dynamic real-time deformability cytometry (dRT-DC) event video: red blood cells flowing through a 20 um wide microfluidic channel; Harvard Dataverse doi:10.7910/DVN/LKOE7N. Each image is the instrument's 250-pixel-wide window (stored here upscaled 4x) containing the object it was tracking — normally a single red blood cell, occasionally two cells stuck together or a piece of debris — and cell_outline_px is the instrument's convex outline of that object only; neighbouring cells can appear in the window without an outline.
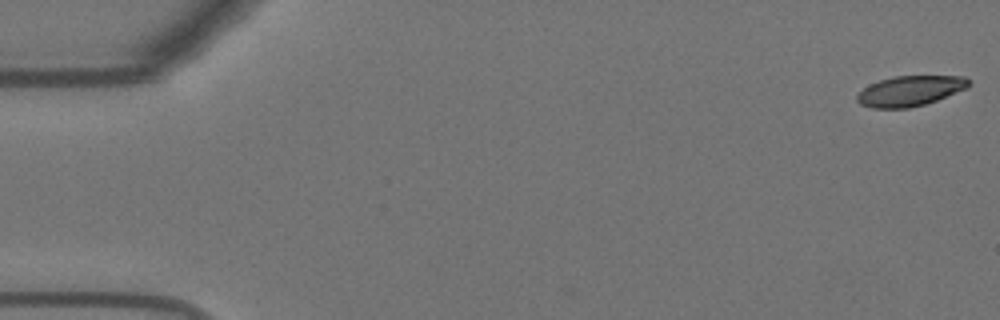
{"species": "Egyptian fruit bat (a non-hibernating species)", "species_latin": "Rousettus aegyptiacus", "temperature_condition": "warm", "stored_images_in_passage": 6, "camera_frame_rate_fps": 3000, "um_per_image_px": 0.085, "animal": {"sex": "female"}, "frame": {"image": 1, "passage_image": 1, "time_ms": 0.0, "image_size_px": [1000, 320], "cell_outline_px": [[968, 88], [936, 100], [924, 104], [908, 108], [872, 108], [860, 104], [856, 100], [856, 96], [868, 84], [892, 76], [964, 76], [968, 80]], "centroid_in_image_um": [77.32, 7.72], "position_along_channel_um": 7.7, "area_um2": 19.59}}